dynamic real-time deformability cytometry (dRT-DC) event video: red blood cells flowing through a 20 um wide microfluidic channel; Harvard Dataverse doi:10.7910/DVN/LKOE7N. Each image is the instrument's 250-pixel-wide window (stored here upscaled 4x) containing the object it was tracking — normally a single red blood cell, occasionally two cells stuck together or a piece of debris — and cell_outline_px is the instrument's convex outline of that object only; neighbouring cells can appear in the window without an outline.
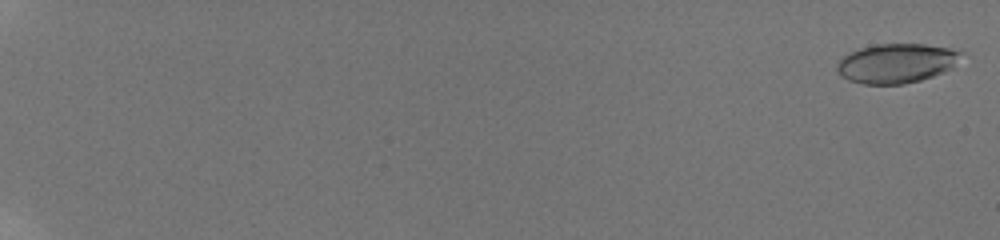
{"species": "human", "species_latin": "Homo sapiens", "temperature_condition": "room temperature", "stored_images_in_passage": 19, "camera_frame_rate_fps": 3000, "um_per_image_px": 0.085, "donor": {"sex": "male"}, "frame": {"image": 1, "passage_image": 1, "time_ms": 0.0, "image_size_px": [1000, 240], "cell_outline_px": [[964, 52], [952, 68], [932, 76], [920, 80], [904, 84], [864, 84], [848, 80], [840, 76], [836, 68], [836, 64], [848, 52], [860, 48], [880, 44], [924, 44], [960, 48]], "centroid_in_image_um": [76.23, 5.36], "position_along_channel_um": 8.8, "area_um2": 28.78}}
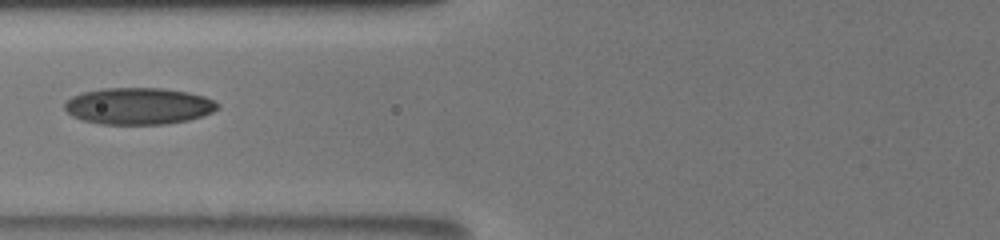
{"frame": {"image": 2, "passage_image": 16, "time_ms": 9.333, "image_size_px": [1000, 240], "cell_outline_px": [[220, 108], [204, 116], [188, 120], [164, 124], [100, 124], [84, 120], [72, 116], [64, 108], [64, 104], [72, 96], [84, 92], [100, 88], [164, 88], [188, 92], [204, 96], [220, 104]], "centroid_in_image_um": [11.8, 9.01], "position_along_channel_um": 114.0, "area_um2": 32.83}}
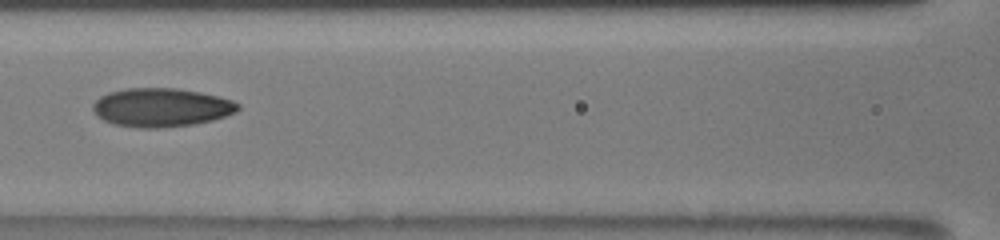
{"frame": {"image": 3, "passage_image": 18, "time_ms": 10.333, "image_size_px": [1000, 240], "cell_outline_px": [[240, 108], [236, 112], [212, 120], [192, 124], [160, 128], [140, 128], [112, 124], [96, 116], [92, 108], [92, 104], [100, 96], [108, 92], [124, 88], [176, 88], [200, 92], [220, 96], [232, 100], [240, 104]], "centroid_in_image_um": [13.68, 9.13], "position_along_channel_um": 152.9, "area_um2": 32.89}}